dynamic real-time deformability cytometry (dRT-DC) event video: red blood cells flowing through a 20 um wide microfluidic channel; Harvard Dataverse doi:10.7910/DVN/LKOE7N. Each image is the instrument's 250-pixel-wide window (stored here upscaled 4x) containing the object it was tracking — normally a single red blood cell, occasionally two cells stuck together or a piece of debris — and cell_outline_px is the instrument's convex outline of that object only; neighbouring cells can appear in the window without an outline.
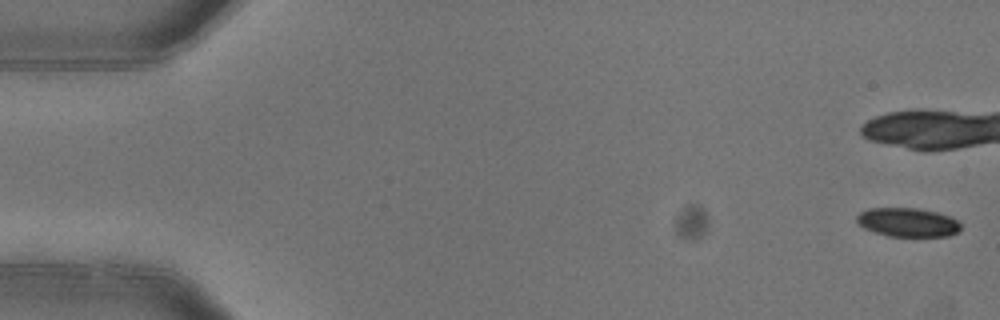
{"species": "common noctule bat (a hibernating species)", "species_latin": "Nyctalus noctula", "temperature_condition": "warm", "stored_images_in_passage": 7, "camera_frame_rate_fps": 3000, "um_per_image_px": 0.085, "animal": {"sex": "female"}, "frame": {"image": 1, "passage_image": 1, "time_ms": 0.0, "image_size_px": [1000, 320], "cell_outline_px": [[960, 232], [948, 236], [888, 236], [864, 228], [856, 220], [856, 216], [860, 212], [868, 208], [916, 208], [936, 212], [948, 216], [956, 220], [960, 224]], "centroid_in_image_um": [77.15, 18.9], "position_along_channel_um": 7.8, "area_um2": 17.4}}